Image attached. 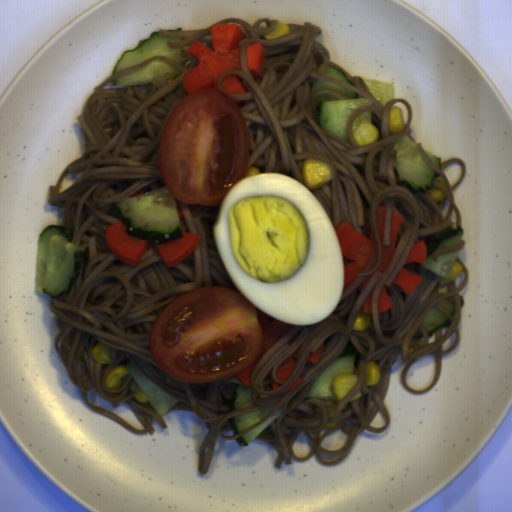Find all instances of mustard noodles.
<instances>
[{"mask_svg": "<svg viewBox=\"0 0 512 512\" xmlns=\"http://www.w3.org/2000/svg\"><path fill=\"white\" fill-rule=\"evenodd\" d=\"M279 22L266 17L253 24L236 17L213 22V26L217 23L236 24L244 33L238 43L240 69L221 74L216 88L230 100L244 101L239 108L250 135L248 170L257 167L259 173L287 175L303 183L304 160L316 158L328 163L331 181L310 190L335 229L346 221L369 238L372 227L375 243L366 268L343 288L340 302L327 317L314 325H293L257 360L250 376L249 402L234 410L224 406L222 391L242 385L237 377L218 382H182L165 373L149 351L153 323L172 301L206 286H224L238 291L214 240L213 225L219 204H200L190 211L187 203L174 198L182 212V218L178 219L181 232L196 234L200 240L187 257L171 267L165 266L155 242L150 240L135 265L117 258L104 242L106 226L121 220L110 213L115 203L138 191L150 193L164 186L158 158L161 133L170 114L187 94L182 83L183 75L199 64L193 55L186 53L187 48L199 41L214 51L210 29H160L157 32L163 39H181L180 42H166L172 49L181 48V63L156 55L112 72L94 86L82 114L77 117L85 138L84 153L61 171L55 186L47 192V203L63 208V226L73 230L72 242L84 252L72 290L52 297L49 305L51 313L56 315L55 325L59 330L53 346L68 377L77 386L85 405L115 420L131 433L155 435L153 418L165 429L167 424L148 400L139 402L136 399L141 391L138 386L135 392L130 391V383L134 381L130 372L118 389L105 388L109 373L118 365L127 367L130 361L139 373L180 401L168 412L193 411L200 421L205 422L207 433L199 451L200 475L207 474L211 466L218 437L236 441L279 409L283 413L255 437L266 441L278 452L274 468L282 469L283 461L291 465L292 459L302 462L313 454L321 464L334 466L341 463L362 431L383 433L391 426V414L384 399L398 355L407 362L400 373L402 386L411 393L425 394L441 378L443 356L452 353L462 339L460 296L469 281L466 265L458 257L462 272L442 285V277L429 269L419 268L418 262L406 264V260L420 238L442 234L452 229L453 222L457 227L463 226L454 190L466 176L464 160L450 157L441 161V168H438L426 153L429 151L411 136L413 109L407 100L393 97L385 104L378 101L361 76H352L332 62L329 50L316 40L322 34L320 26L311 21L284 23L289 26V34L265 38ZM254 42L262 43L265 48L263 76L259 78L250 75L245 62V46ZM154 59L166 62L181 74L168 84L152 81L141 86H112L116 78L138 71ZM317 60L322 61L319 70H316ZM327 66L342 71L353 86L324 75ZM230 73L239 76L246 93L232 94L221 89V81ZM314 80L344 86L373 102L350 116L348 143L319 127L317 110L320 95L338 100L348 98L331 89H320L311 98ZM394 105L403 111L406 127L390 135L388 113ZM365 112H372V124L379 130V137L377 142L359 147L352 136L353 121ZM406 135L417 143L421 155L439 177L444 178L446 186L434 181V186L447 196L443 200L436 202L428 192L420 190L414 194L399 182L393 143ZM378 205L386 207L384 245H390L392 207L402 214L403 220L393 260L385 272L376 271L362 289V281L377 269L381 260L375 219ZM377 250H380L378 260L370 270ZM403 268L422 276L421 284L409 295L391 283ZM376 282L370 326L363 331H351L357 313L362 310L365 298ZM383 284L393 308L378 314L377 297ZM444 297L455 303L454 316L437 304ZM433 306L442 310L451 324L428 337L421 322ZM302 328L300 336L290 344L288 341ZM417 328L422 330L423 336L412 340ZM322 341L324 346L316 365L307 358ZM98 342L116 350L114 362L103 364L91 358L92 349ZM410 347L415 351L408 354ZM297 348L300 354L294 359L293 373L287 380L277 381V367ZM348 354L355 357V367L361 361L359 382L353 390L341 401L306 398L319 373L338 357ZM370 360L380 369V380L374 386L364 384ZM271 368L274 381L282 384L279 389H272L268 374ZM299 375L304 378L303 382L280 394ZM360 388L362 398L350 402L348 409L342 410ZM332 400L337 402V409L335 416L329 418L327 409ZM274 403L277 405L266 417L233 434L228 419ZM333 422H339L337 427H326Z\"/></svg>", "mask_w": 512, "mask_h": 512, "instance_id": "0af2e427", "label": "mustard noodles"}, {"mask_svg": "<svg viewBox=\"0 0 512 512\" xmlns=\"http://www.w3.org/2000/svg\"><path fill=\"white\" fill-rule=\"evenodd\" d=\"M466 241L465 239L462 237L461 241L452 245V246H446V247H442V248H438L434 253H433V260L434 262L438 261V258L439 256L441 255H444V254H447V253H451V252H454V251H460L462 249H464V245H465Z\"/></svg>", "mask_w": 512, "mask_h": 512, "instance_id": "7f7daa86", "label": "mustard noodles"}]
</instances>
